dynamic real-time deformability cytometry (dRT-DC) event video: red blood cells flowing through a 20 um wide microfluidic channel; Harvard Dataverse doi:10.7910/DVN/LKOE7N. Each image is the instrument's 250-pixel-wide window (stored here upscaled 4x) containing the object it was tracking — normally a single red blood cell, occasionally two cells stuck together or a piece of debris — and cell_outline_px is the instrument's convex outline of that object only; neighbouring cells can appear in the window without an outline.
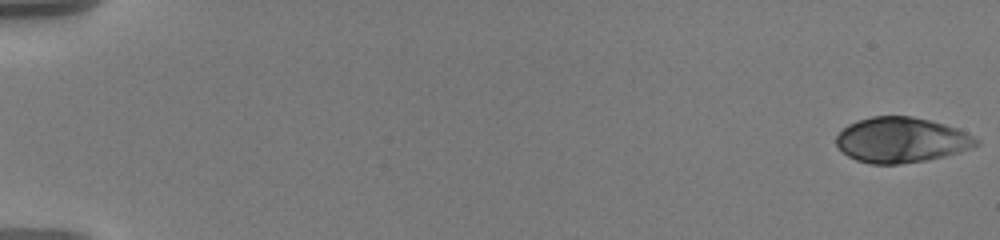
{"species": "human", "species_latin": "Homo sapiens", "temperature_condition": "warm", "stored_images_in_passage": 58, "camera_frame_rate_fps": 3000, "um_per_image_px": 0.085, "donor": {"sex": "male"}, "frame": {"image": 1, "passage_image": 1, "time_ms": 0.0, "image_size_px": [1000, 240], "cell_outline_px": [[980, 144], [960, 152], [944, 156], [924, 160], [900, 164], [868, 164], [856, 160], [848, 156], [836, 144], [836, 136], [848, 124], [856, 120], [872, 116], [912, 116], [944, 124], [968, 132], [980, 140]], "centroid_in_image_um": [76.62, 11.89], "position_along_channel_um": 8.4, "area_um2": 36.99}}
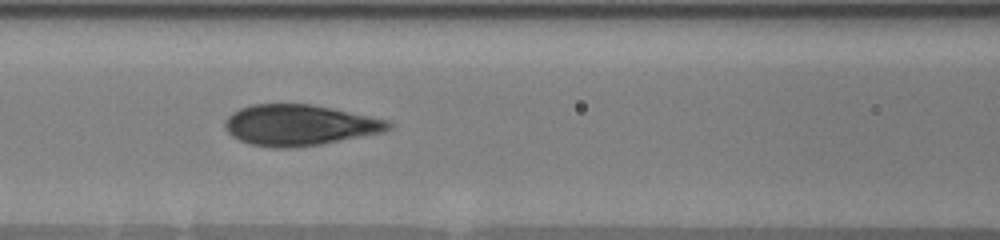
{"frame": {"image": 2, "passage_image": 27, "time_ms": 8.667, "image_size_px": [1000, 240], "cell_outline_px": [[392, 128], [384, 132], [320, 144], [292, 148], [272, 148], [252, 144], [240, 140], [232, 136], [224, 128], [224, 120], [232, 112], [240, 108], [252, 104], [312, 104], [332, 108], [388, 120], [392, 124]], "centroid_in_image_um": [25.43, 10.63], "position_along_channel_um": 141.2, "area_um2": 38.96}}
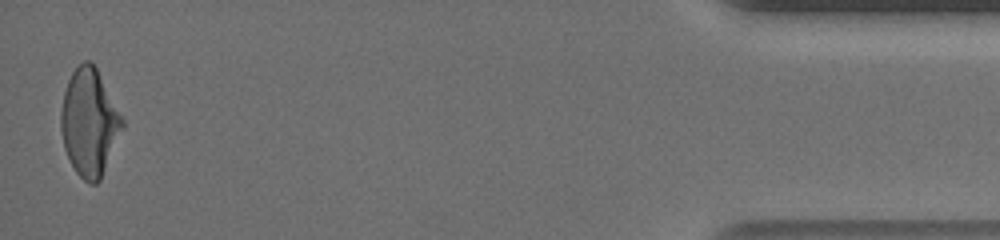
{"frame": {"image": 3, "passage_image": 57, "time_ms": 18.667, "image_size_px": [1000, 240], "cell_outline_px": [[124, 124], [100, 180], [96, 184], [88, 184], [76, 172], [64, 148], [60, 128], [60, 112], [64, 92], [68, 80], [72, 72], [84, 60], [92, 60], [124, 120]], "centroid_in_image_um": [7.57, 10.4], "position_along_channel_um": 427.6, "area_um2": 37.92}, "authors_computed_cell_mechanics": {"area_um2": 38.3214, "velocity_mm_per_s": 3.5929, "shape_relaxation_time_tau1_ms": 5.1163, "shape_relaxation_time_tau2_ms": null, "deformation_change_tau1": 0.2293, "deformation_change_tau2": null}}